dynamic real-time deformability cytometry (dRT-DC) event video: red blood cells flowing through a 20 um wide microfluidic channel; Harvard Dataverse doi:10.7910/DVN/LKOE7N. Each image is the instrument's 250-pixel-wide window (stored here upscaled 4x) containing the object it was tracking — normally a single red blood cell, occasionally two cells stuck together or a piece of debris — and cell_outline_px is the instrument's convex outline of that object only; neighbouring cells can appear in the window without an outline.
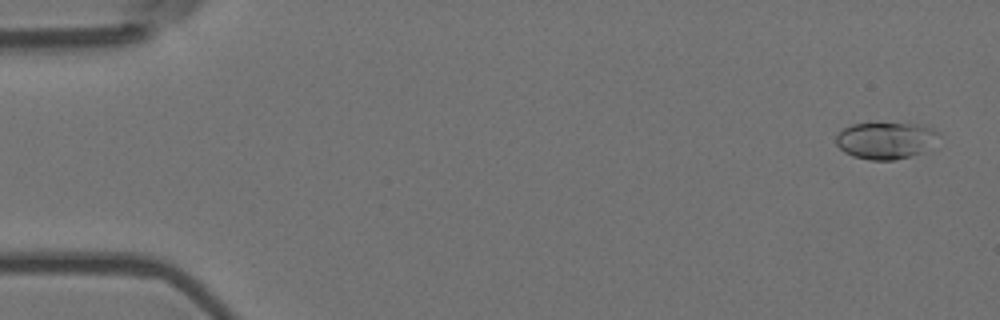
{"species": "Egyptian fruit bat (a non-hibernating species)", "species_latin": "Rousettus aegyptiacus", "temperature_condition": "room temperature", "stored_images_in_passage": 13, "camera_frame_rate_fps": 3000, "um_per_image_px": 0.085, "animal": {"sex": "female"}, "frame": {"image": 1, "passage_image": 3, "time_ms": 0.667, "image_size_px": [1000, 320], "cell_outline_px": [[940, 132], [924, 152], [896, 160], [872, 160], [852, 156], [844, 152], [836, 144], [836, 136], [844, 128], [852, 124], [924, 124]], "centroid_in_image_um": [75.27, 11.95], "position_along_channel_um": 9.7, "area_um2": 21.79}}